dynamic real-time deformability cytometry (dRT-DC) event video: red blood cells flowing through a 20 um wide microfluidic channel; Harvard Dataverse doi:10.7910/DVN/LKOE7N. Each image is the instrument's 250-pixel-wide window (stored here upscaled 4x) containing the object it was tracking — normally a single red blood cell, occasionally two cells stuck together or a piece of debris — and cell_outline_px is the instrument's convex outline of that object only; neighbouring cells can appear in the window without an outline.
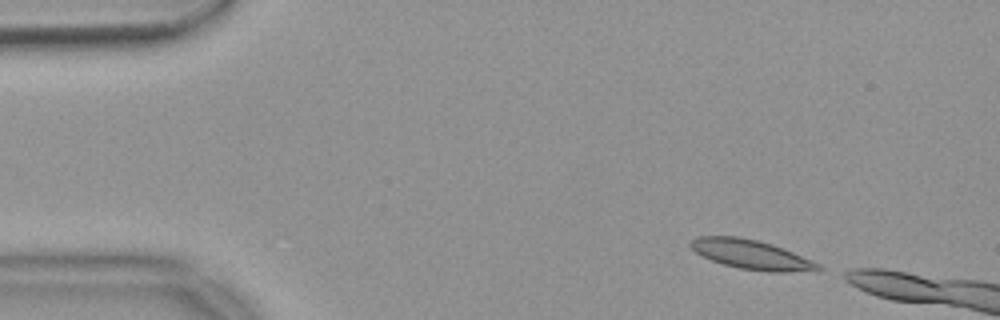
{"species": "common noctule bat (a hibernating species)", "species_latin": "Nyctalus noctula", "temperature_condition": "warm", "stored_images_in_passage": 5, "camera_frame_rate_fps": 3000, "um_per_image_px": 0.085, "animal": {"sex": "female", "body_mass_g": 18.4}, "frame": {"image": 1, "passage_image": 1, "time_ms": 0.0, "image_size_px": [1000, 320], "cell_outline_px": [[824, 268], [788, 272], [768, 272], [740, 268], [724, 264], [712, 260], [696, 252], [688, 244], [692, 240], [700, 236], [736, 236], [756, 240], [772, 244], [792, 252], [820, 264]], "centroid_in_image_um": [63.83, 21.63], "position_along_channel_um": 21.2, "area_um2": 21.33}}